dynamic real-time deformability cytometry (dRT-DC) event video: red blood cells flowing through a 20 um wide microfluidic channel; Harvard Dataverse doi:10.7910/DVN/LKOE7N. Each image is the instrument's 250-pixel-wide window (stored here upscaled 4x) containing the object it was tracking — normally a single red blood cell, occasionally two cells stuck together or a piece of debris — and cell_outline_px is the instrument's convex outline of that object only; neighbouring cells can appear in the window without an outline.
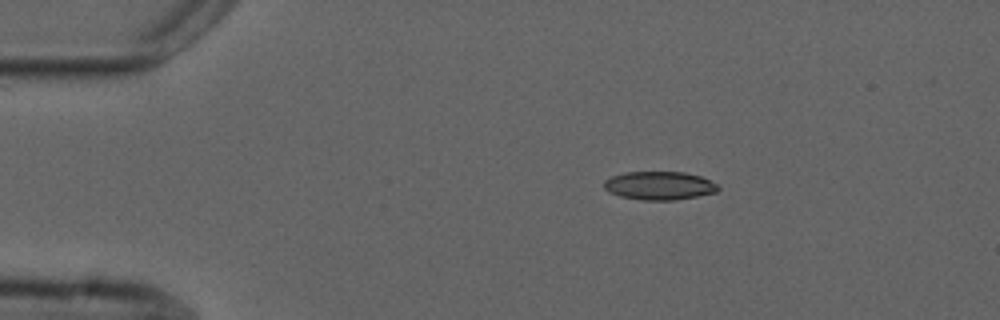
{"species": "common noctule bat (a hibernating species)", "species_latin": "Nyctalus noctula", "temperature_condition": "cold", "stored_images_in_passage": 46, "camera_frame_rate_fps": 3000, "um_per_image_px": 0.085, "animal": {"sex": "male", "forearm_length_mm": 52.5}, "frame": {"image": 1, "passage_image": 1, "time_ms": 0.0, "image_size_px": [1000, 320], "cell_outline_px": [[720, 188], [716, 192], [676, 200], [640, 200], [620, 196], [608, 192], [604, 188], [604, 180], [612, 176], [624, 172], [684, 172], [700, 176], [716, 184]], "centroid_in_image_um": [56.01, 15.78], "position_along_channel_um": 29.0, "area_um2": 18.84}}
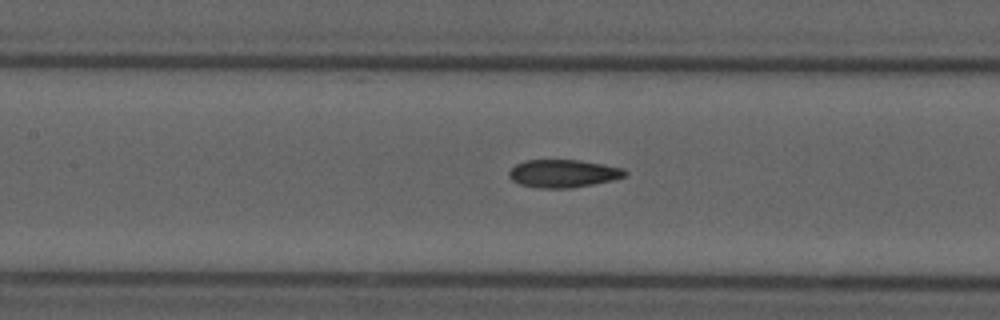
{"frame": {"image": 2, "passage_image": 16, "time_ms": 5.0, "image_size_px": [1000, 320], "cell_outline_px": [[628, 176], [612, 180], [572, 188], [540, 188], [520, 184], [512, 180], [508, 176], [508, 172], [516, 164], [524, 160], [580, 160], [604, 164], [624, 168], [628, 172]], "centroid_in_image_um": [47.9, 14.74], "position_along_channel_um": 159.5, "area_um2": 18.96}}
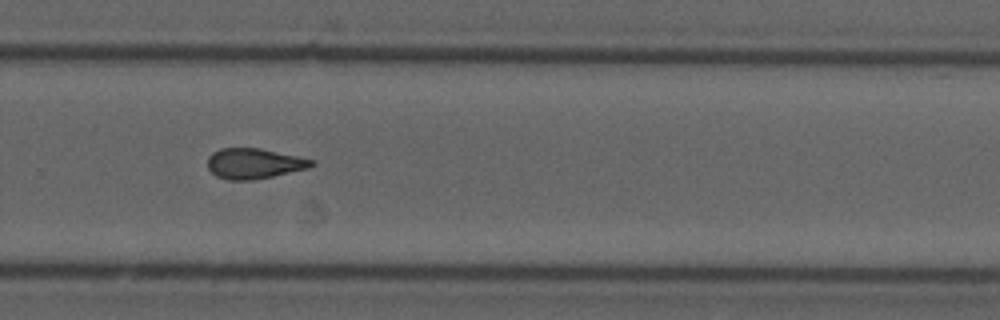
{"frame": {"image": 3, "passage_image": 28, "time_ms": 9.0, "image_size_px": [1000, 320], "cell_outline_px": [[316, 164], [308, 168], [272, 176], [252, 180], [228, 180], [216, 176], [208, 168], [208, 156], [212, 152], [220, 148], [260, 148], [296, 156], [312, 160]], "centroid_in_image_um": [21.55, 13.9], "position_along_channel_um": 308.2, "area_um2": 18.26}, "authors_computed_cell_mechanics": {"area_um2": 18.8139, "velocity_mm_per_s": 3.7408, "shape_relaxation_time_tau1_ms": null, "shape_relaxation_time_tau2_ms": 2.5844, "deformation_change_tau1": null, "deformation_change_tau2": 0.0872}}